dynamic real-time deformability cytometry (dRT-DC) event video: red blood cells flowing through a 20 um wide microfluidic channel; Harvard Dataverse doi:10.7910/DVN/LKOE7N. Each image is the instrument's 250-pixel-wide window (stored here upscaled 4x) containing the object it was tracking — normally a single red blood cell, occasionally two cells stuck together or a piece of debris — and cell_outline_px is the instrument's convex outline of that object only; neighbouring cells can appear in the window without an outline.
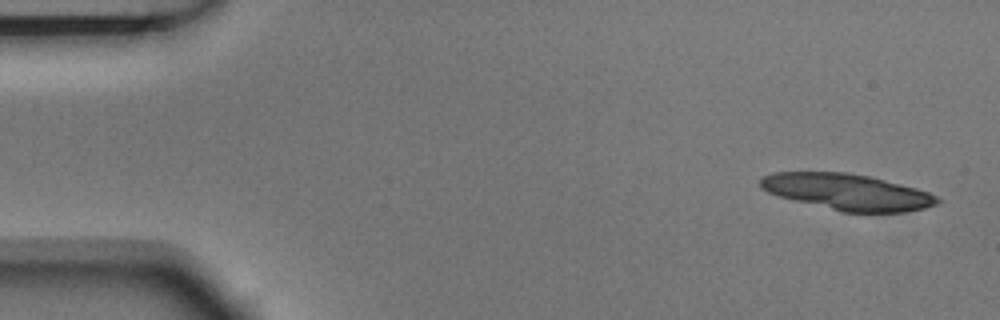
{"species": "Egyptian fruit bat (a non-hibernating species)", "species_latin": "Rousettus aegyptiacus", "temperature_condition": "room temperature", "stored_images_in_passage": 4, "camera_frame_rate_fps": 3000, "um_per_image_px": 0.085, "animal": {"sex": "male"}, "frame": {"image": 1, "passage_image": 1, "time_ms": 0.0, "image_size_px": [1000, 320], "cell_outline_px": [[940, 200], [936, 204], [924, 208], [904, 212], [844, 212], [792, 200], [768, 192], [760, 188], [760, 176], [772, 172], [844, 172], [868, 176], [916, 188], [928, 192], [936, 196]], "centroid_in_image_um": [71.97, 16.31], "position_along_channel_um": 13.0, "area_um2": 37.05}}